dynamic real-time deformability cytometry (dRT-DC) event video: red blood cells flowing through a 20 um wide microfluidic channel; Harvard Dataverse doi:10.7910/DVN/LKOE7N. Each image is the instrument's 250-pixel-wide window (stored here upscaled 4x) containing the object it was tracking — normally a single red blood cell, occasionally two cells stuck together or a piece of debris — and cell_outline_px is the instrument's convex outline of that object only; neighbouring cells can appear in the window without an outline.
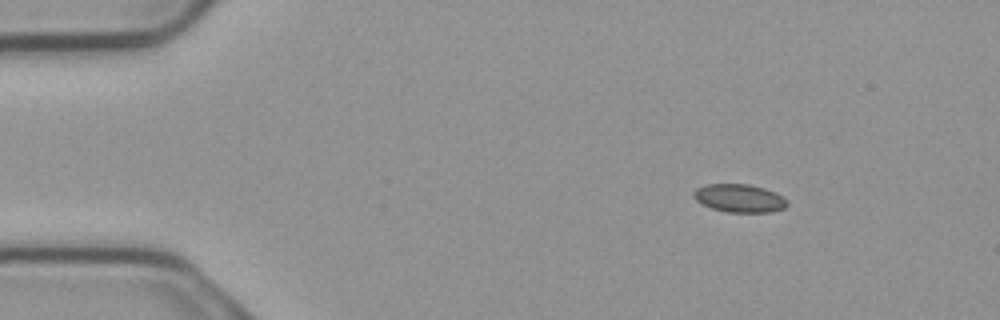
{"species": "common noctule bat (a hibernating species)", "species_latin": "Nyctalus noctula", "temperature_condition": "cold", "stored_images_in_passage": 4, "segment_of_instrument_passage": [1, 2], "camera_frame_rate_fps": 3000, "um_per_image_px": 0.085, "animal": {"sex": "male", "body_mass_g": 23.1, "forearm_length_mm": 52.7}, "frame": {"image": 1, "passage_image": 1, "time_ms": 0.0, "image_size_px": [1000, 320], "cell_outline_px": [[788, 204], [784, 208], [772, 212], [728, 212], [712, 208], [696, 200], [692, 196], [692, 192], [696, 188], [708, 184], [748, 184], [764, 188], [776, 192], [784, 196], [788, 200]], "centroid_in_image_um": [62.88, 16.84], "position_along_channel_um": 22.1, "area_um2": 15.43}}